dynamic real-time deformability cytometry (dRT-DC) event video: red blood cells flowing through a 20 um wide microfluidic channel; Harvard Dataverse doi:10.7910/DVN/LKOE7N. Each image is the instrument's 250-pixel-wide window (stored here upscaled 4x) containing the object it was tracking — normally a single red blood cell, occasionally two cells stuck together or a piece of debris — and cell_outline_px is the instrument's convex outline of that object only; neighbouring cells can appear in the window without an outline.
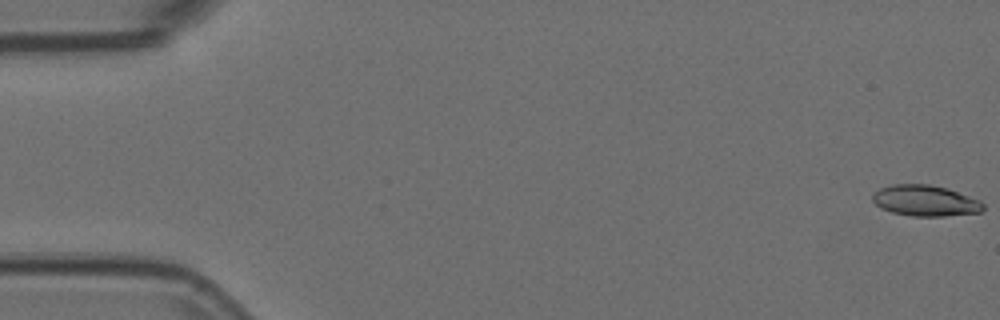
{"species": "Egyptian fruit bat (a non-hibernating species)", "species_latin": "Rousettus aegyptiacus", "temperature_condition": "room temperature", "stored_images_in_passage": 55, "camera_frame_rate_fps": 3000, "um_per_image_px": 0.085, "animal": {"sex": "female"}, "frame": {"image": 1, "passage_image": 1, "time_ms": 0.0, "image_size_px": [1000, 320], "cell_outline_px": [[984, 208], [980, 212], [944, 216], [912, 216], [892, 212], [880, 208], [872, 200], [872, 196], [880, 188], [892, 184], [928, 184], [948, 188], [980, 200], [984, 204]], "centroid_in_image_um": [78.65, 17.05], "position_along_channel_um": 6.3, "area_um2": 19.94}}
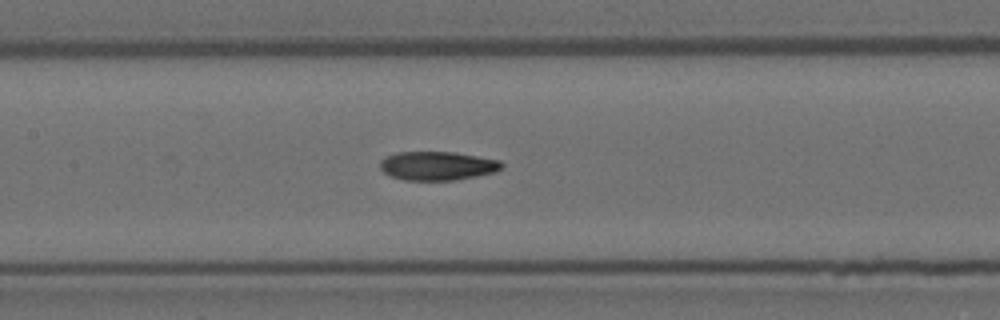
{"frame": {"image": 2, "passage_image": 26, "time_ms": 8.333, "image_size_px": [1000, 320], "cell_outline_px": [[504, 168], [496, 172], [456, 180], [404, 180], [392, 176], [384, 172], [380, 168], [380, 160], [396, 152], [452, 152], [500, 160], [504, 164]], "centroid_in_image_um": [37.21, 14.1], "position_along_channel_um": 170.2, "area_um2": 20.4}}
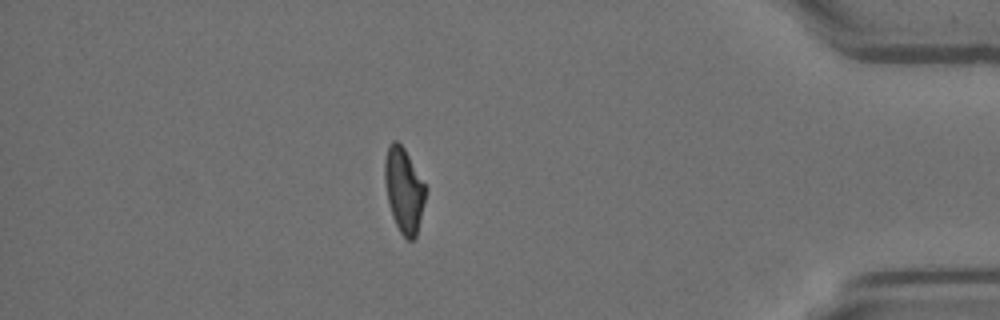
{"frame": {"image": 3, "passage_image": 48, "time_ms": 15.667, "image_size_px": [1000, 320], "cell_outline_px": [[428, 188], [416, 236], [412, 240], [408, 240], [400, 232], [392, 216], [388, 200], [384, 180], [384, 160], [388, 144], [392, 140], [396, 140], [404, 148]], "centroid_in_image_um": [34.33, 16.13], "position_along_channel_um": 400.9, "area_um2": 20.29}, "authors_computed_cell_mechanics": {"area_um2": 20.4034, "velocity_mm_per_s": 3.7224, "shape_relaxation_time_tau1_ms": 5.9263, "shape_relaxation_time_tau2_ms": 3.1079, "deformation_change_tau1": 0.201, "deformation_change_tau2": 0.0977}}